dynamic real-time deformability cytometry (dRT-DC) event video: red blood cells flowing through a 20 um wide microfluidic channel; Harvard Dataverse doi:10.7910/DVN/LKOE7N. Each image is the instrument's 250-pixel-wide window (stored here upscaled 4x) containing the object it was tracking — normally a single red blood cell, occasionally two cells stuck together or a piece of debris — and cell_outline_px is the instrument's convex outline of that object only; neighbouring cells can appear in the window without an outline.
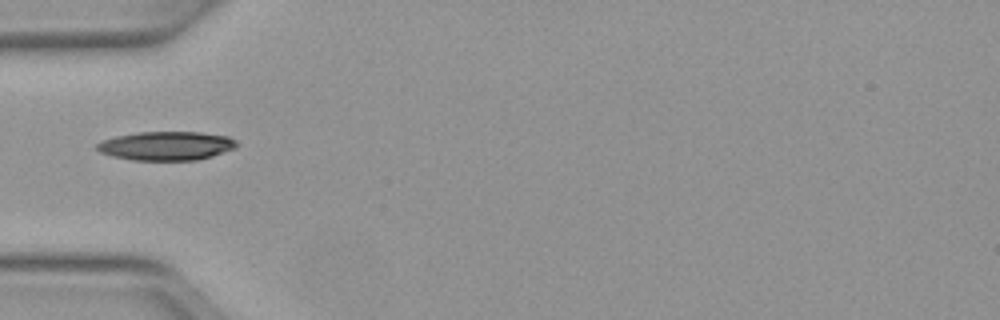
{"species": "Egyptian fruit bat (a non-hibernating species)", "species_latin": "Rousettus aegyptiacus", "temperature_condition": "warm", "stored_images_in_passage": 30, "camera_frame_rate_fps": 3000, "um_per_image_px": 0.085, "animal": {"sex": "female"}, "frame": {"image": 1, "passage_image": 1, "time_ms": 0.0, "image_size_px": [1000, 320], "cell_outline_px": [[236, 148], [212, 156], [196, 160], [132, 160], [112, 156], [100, 152], [92, 148], [96, 144], [104, 140], [116, 136], [136, 132], [200, 132], [228, 136], [236, 140]], "centroid_in_image_um": [14.11, 12.39], "position_along_channel_um": 70.9, "area_um2": 23.58}}
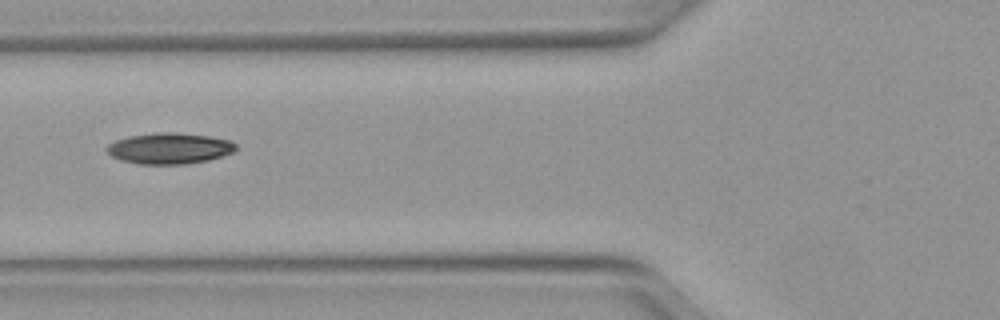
{"frame": {"image": 2, "passage_image": 4, "time_ms": 1.0, "image_size_px": [1000, 320], "cell_outline_px": [[236, 152], [208, 160], [184, 164], [136, 164], [120, 160], [112, 156], [104, 148], [108, 144], [116, 140], [128, 136], [160, 132], [172, 132], [208, 136], [232, 140], [236, 144]], "centroid_in_image_um": [14.41, 12.61], "position_along_channel_um": 111.4, "area_um2": 23.47}}
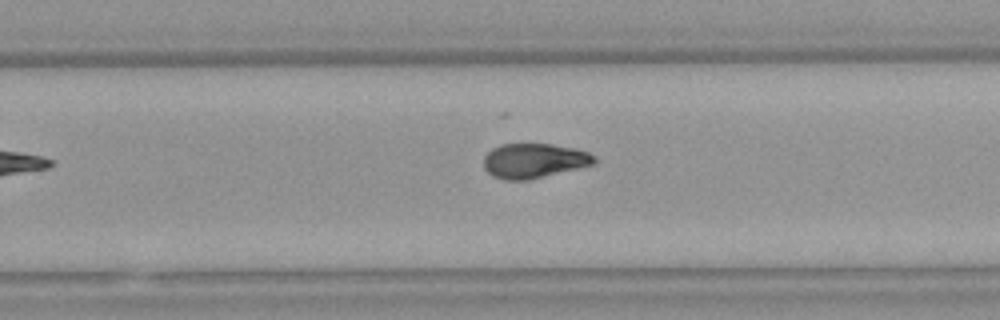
{"frame": {"image": 3, "passage_image": 17, "time_ms": 5.333, "image_size_px": [1000, 320], "cell_outline_px": [[596, 164], [528, 180], [504, 180], [492, 176], [484, 168], [484, 156], [492, 148], [500, 144], [552, 144], [576, 148], [588, 152], [596, 156]], "centroid_in_image_um": [45.4, 13.66], "position_along_channel_um": 284.4, "area_um2": 22.54}, "authors_computed_cell_mechanics": {"area_um2": 22.7732, "velocity_mm_per_s": 4.0014, "shape_relaxation_time_tau1_ms": 6.8019, "shape_relaxation_time_tau2_ms": 3.3378, "deformation_change_tau1": 0.2, "deformation_change_tau2": 0.089}}